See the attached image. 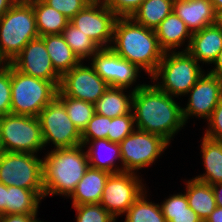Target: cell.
Listing matches in <instances>:
<instances>
[{
	"mask_svg": "<svg viewBox=\"0 0 222 222\" xmlns=\"http://www.w3.org/2000/svg\"><path fill=\"white\" fill-rule=\"evenodd\" d=\"M207 122L208 128H206L204 136L222 141V97Z\"/></svg>",
	"mask_w": 222,
	"mask_h": 222,
	"instance_id": "39",
	"label": "cell"
},
{
	"mask_svg": "<svg viewBox=\"0 0 222 222\" xmlns=\"http://www.w3.org/2000/svg\"><path fill=\"white\" fill-rule=\"evenodd\" d=\"M65 42L71 47L74 54L82 62L85 58H90L100 49V47L86 34L76 28L70 22L62 32Z\"/></svg>",
	"mask_w": 222,
	"mask_h": 222,
	"instance_id": "31",
	"label": "cell"
},
{
	"mask_svg": "<svg viewBox=\"0 0 222 222\" xmlns=\"http://www.w3.org/2000/svg\"><path fill=\"white\" fill-rule=\"evenodd\" d=\"M214 68L208 71L210 74L217 75L222 78V49L218 53L217 58L213 62Z\"/></svg>",
	"mask_w": 222,
	"mask_h": 222,
	"instance_id": "41",
	"label": "cell"
},
{
	"mask_svg": "<svg viewBox=\"0 0 222 222\" xmlns=\"http://www.w3.org/2000/svg\"><path fill=\"white\" fill-rule=\"evenodd\" d=\"M217 206L222 207V183L211 185Z\"/></svg>",
	"mask_w": 222,
	"mask_h": 222,
	"instance_id": "44",
	"label": "cell"
},
{
	"mask_svg": "<svg viewBox=\"0 0 222 222\" xmlns=\"http://www.w3.org/2000/svg\"><path fill=\"white\" fill-rule=\"evenodd\" d=\"M44 2L69 20L88 4L85 0H44Z\"/></svg>",
	"mask_w": 222,
	"mask_h": 222,
	"instance_id": "37",
	"label": "cell"
},
{
	"mask_svg": "<svg viewBox=\"0 0 222 222\" xmlns=\"http://www.w3.org/2000/svg\"><path fill=\"white\" fill-rule=\"evenodd\" d=\"M216 23L222 28V11H219L216 15Z\"/></svg>",
	"mask_w": 222,
	"mask_h": 222,
	"instance_id": "48",
	"label": "cell"
},
{
	"mask_svg": "<svg viewBox=\"0 0 222 222\" xmlns=\"http://www.w3.org/2000/svg\"><path fill=\"white\" fill-rule=\"evenodd\" d=\"M173 2L174 0H145L131 18L154 30L173 11Z\"/></svg>",
	"mask_w": 222,
	"mask_h": 222,
	"instance_id": "28",
	"label": "cell"
},
{
	"mask_svg": "<svg viewBox=\"0 0 222 222\" xmlns=\"http://www.w3.org/2000/svg\"><path fill=\"white\" fill-rule=\"evenodd\" d=\"M136 129L133 112L112 118L109 122L108 139L114 143H120Z\"/></svg>",
	"mask_w": 222,
	"mask_h": 222,
	"instance_id": "34",
	"label": "cell"
},
{
	"mask_svg": "<svg viewBox=\"0 0 222 222\" xmlns=\"http://www.w3.org/2000/svg\"><path fill=\"white\" fill-rule=\"evenodd\" d=\"M166 222H203L202 219L189 207L184 194H173L160 205Z\"/></svg>",
	"mask_w": 222,
	"mask_h": 222,
	"instance_id": "29",
	"label": "cell"
},
{
	"mask_svg": "<svg viewBox=\"0 0 222 222\" xmlns=\"http://www.w3.org/2000/svg\"><path fill=\"white\" fill-rule=\"evenodd\" d=\"M88 4L105 5L106 0H85Z\"/></svg>",
	"mask_w": 222,
	"mask_h": 222,
	"instance_id": "47",
	"label": "cell"
},
{
	"mask_svg": "<svg viewBox=\"0 0 222 222\" xmlns=\"http://www.w3.org/2000/svg\"><path fill=\"white\" fill-rule=\"evenodd\" d=\"M17 2V0H0V18Z\"/></svg>",
	"mask_w": 222,
	"mask_h": 222,
	"instance_id": "45",
	"label": "cell"
},
{
	"mask_svg": "<svg viewBox=\"0 0 222 222\" xmlns=\"http://www.w3.org/2000/svg\"><path fill=\"white\" fill-rule=\"evenodd\" d=\"M109 175L107 171L89 166L70 196L72 206L100 203Z\"/></svg>",
	"mask_w": 222,
	"mask_h": 222,
	"instance_id": "21",
	"label": "cell"
},
{
	"mask_svg": "<svg viewBox=\"0 0 222 222\" xmlns=\"http://www.w3.org/2000/svg\"><path fill=\"white\" fill-rule=\"evenodd\" d=\"M201 152L206 172L194 179L210 185L222 183V141L203 136Z\"/></svg>",
	"mask_w": 222,
	"mask_h": 222,
	"instance_id": "23",
	"label": "cell"
},
{
	"mask_svg": "<svg viewBox=\"0 0 222 222\" xmlns=\"http://www.w3.org/2000/svg\"><path fill=\"white\" fill-rule=\"evenodd\" d=\"M7 63L0 57V69L5 66Z\"/></svg>",
	"mask_w": 222,
	"mask_h": 222,
	"instance_id": "50",
	"label": "cell"
},
{
	"mask_svg": "<svg viewBox=\"0 0 222 222\" xmlns=\"http://www.w3.org/2000/svg\"><path fill=\"white\" fill-rule=\"evenodd\" d=\"M146 192L129 207L124 222H166L160 204L148 201Z\"/></svg>",
	"mask_w": 222,
	"mask_h": 222,
	"instance_id": "30",
	"label": "cell"
},
{
	"mask_svg": "<svg viewBox=\"0 0 222 222\" xmlns=\"http://www.w3.org/2000/svg\"><path fill=\"white\" fill-rule=\"evenodd\" d=\"M42 130L44 147L52 143L56 148L82 145L81 133L74 126L63 102L56 96L37 116Z\"/></svg>",
	"mask_w": 222,
	"mask_h": 222,
	"instance_id": "10",
	"label": "cell"
},
{
	"mask_svg": "<svg viewBox=\"0 0 222 222\" xmlns=\"http://www.w3.org/2000/svg\"><path fill=\"white\" fill-rule=\"evenodd\" d=\"M55 71L62 76L81 61L65 42L62 34L41 36Z\"/></svg>",
	"mask_w": 222,
	"mask_h": 222,
	"instance_id": "24",
	"label": "cell"
},
{
	"mask_svg": "<svg viewBox=\"0 0 222 222\" xmlns=\"http://www.w3.org/2000/svg\"><path fill=\"white\" fill-rule=\"evenodd\" d=\"M0 215H6V185L0 182Z\"/></svg>",
	"mask_w": 222,
	"mask_h": 222,
	"instance_id": "42",
	"label": "cell"
},
{
	"mask_svg": "<svg viewBox=\"0 0 222 222\" xmlns=\"http://www.w3.org/2000/svg\"><path fill=\"white\" fill-rule=\"evenodd\" d=\"M0 138L4 152L37 154L44 147L38 117L12 113L1 116Z\"/></svg>",
	"mask_w": 222,
	"mask_h": 222,
	"instance_id": "8",
	"label": "cell"
},
{
	"mask_svg": "<svg viewBox=\"0 0 222 222\" xmlns=\"http://www.w3.org/2000/svg\"><path fill=\"white\" fill-rule=\"evenodd\" d=\"M4 152L2 144H1V138H0V156L2 155V153Z\"/></svg>",
	"mask_w": 222,
	"mask_h": 222,
	"instance_id": "51",
	"label": "cell"
},
{
	"mask_svg": "<svg viewBox=\"0 0 222 222\" xmlns=\"http://www.w3.org/2000/svg\"><path fill=\"white\" fill-rule=\"evenodd\" d=\"M109 87L91 64L82 61L61 76L58 89L65 96L94 104Z\"/></svg>",
	"mask_w": 222,
	"mask_h": 222,
	"instance_id": "12",
	"label": "cell"
},
{
	"mask_svg": "<svg viewBox=\"0 0 222 222\" xmlns=\"http://www.w3.org/2000/svg\"><path fill=\"white\" fill-rule=\"evenodd\" d=\"M187 94L189 102L186 108H182L185 124L189 116L208 120L222 97V78L209 72L203 73Z\"/></svg>",
	"mask_w": 222,
	"mask_h": 222,
	"instance_id": "15",
	"label": "cell"
},
{
	"mask_svg": "<svg viewBox=\"0 0 222 222\" xmlns=\"http://www.w3.org/2000/svg\"><path fill=\"white\" fill-rule=\"evenodd\" d=\"M11 113V64L0 69V117Z\"/></svg>",
	"mask_w": 222,
	"mask_h": 222,
	"instance_id": "36",
	"label": "cell"
},
{
	"mask_svg": "<svg viewBox=\"0 0 222 222\" xmlns=\"http://www.w3.org/2000/svg\"><path fill=\"white\" fill-rule=\"evenodd\" d=\"M216 14L222 11V0H211Z\"/></svg>",
	"mask_w": 222,
	"mask_h": 222,
	"instance_id": "46",
	"label": "cell"
},
{
	"mask_svg": "<svg viewBox=\"0 0 222 222\" xmlns=\"http://www.w3.org/2000/svg\"><path fill=\"white\" fill-rule=\"evenodd\" d=\"M39 37L46 35L62 34L69 23V19L44 1L32 4Z\"/></svg>",
	"mask_w": 222,
	"mask_h": 222,
	"instance_id": "26",
	"label": "cell"
},
{
	"mask_svg": "<svg viewBox=\"0 0 222 222\" xmlns=\"http://www.w3.org/2000/svg\"><path fill=\"white\" fill-rule=\"evenodd\" d=\"M111 121V118L95 113L81 133V139H108L109 122Z\"/></svg>",
	"mask_w": 222,
	"mask_h": 222,
	"instance_id": "35",
	"label": "cell"
},
{
	"mask_svg": "<svg viewBox=\"0 0 222 222\" xmlns=\"http://www.w3.org/2000/svg\"><path fill=\"white\" fill-rule=\"evenodd\" d=\"M59 84L23 74L11 65V113L37 117L57 96Z\"/></svg>",
	"mask_w": 222,
	"mask_h": 222,
	"instance_id": "6",
	"label": "cell"
},
{
	"mask_svg": "<svg viewBox=\"0 0 222 222\" xmlns=\"http://www.w3.org/2000/svg\"><path fill=\"white\" fill-rule=\"evenodd\" d=\"M91 65L96 73L106 81L110 87L130 88L140 75V69L120 57L110 47L100 48L92 57Z\"/></svg>",
	"mask_w": 222,
	"mask_h": 222,
	"instance_id": "14",
	"label": "cell"
},
{
	"mask_svg": "<svg viewBox=\"0 0 222 222\" xmlns=\"http://www.w3.org/2000/svg\"><path fill=\"white\" fill-rule=\"evenodd\" d=\"M145 0H106L105 6L117 17H131Z\"/></svg>",
	"mask_w": 222,
	"mask_h": 222,
	"instance_id": "38",
	"label": "cell"
},
{
	"mask_svg": "<svg viewBox=\"0 0 222 222\" xmlns=\"http://www.w3.org/2000/svg\"><path fill=\"white\" fill-rule=\"evenodd\" d=\"M159 45L164 52H176L185 42L187 51L190 45L192 33L184 21L173 11L154 29ZM188 38V39H187ZM187 40V41H186Z\"/></svg>",
	"mask_w": 222,
	"mask_h": 222,
	"instance_id": "20",
	"label": "cell"
},
{
	"mask_svg": "<svg viewBox=\"0 0 222 222\" xmlns=\"http://www.w3.org/2000/svg\"><path fill=\"white\" fill-rule=\"evenodd\" d=\"M204 72L199 62L188 51L165 52L150 79L153 83L161 79L154 85L160 91L176 98L187 95Z\"/></svg>",
	"mask_w": 222,
	"mask_h": 222,
	"instance_id": "4",
	"label": "cell"
},
{
	"mask_svg": "<svg viewBox=\"0 0 222 222\" xmlns=\"http://www.w3.org/2000/svg\"><path fill=\"white\" fill-rule=\"evenodd\" d=\"M38 214H6L0 215V222H36Z\"/></svg>",
	"mask_w": 222,
	"mask_h": 222,
	"instance_id": "40",
	"label": "cell"
},
{
	"mask_svg": "<svg viewBox=\"0 0 222 222\" xmlns=\"http://www.w3.org/2000/svg\"><path fill=\"white\" fill-rule=\"evenodd\" d=\"M76 210V222H117L99 203L72 206Z\"/></svg>",
	"mask_w": 222,
	"mask_h": 222,
	"instance_id": "33",
	"label": "cell"
},
{
	"mask_svg": "<svg viewBox=\"0 0 222 222\" xmlns=\"http://www.w3.org/2000/svg\"><path fill=\"white\" fill-rule=\"evenodd\" d=\"M38 37L32 4L17 1L0 18V57L11 63L29 41Z\"/></svg>",
	"mask_w": 222,
	"mask_h": 222,
	"instance_id": "5",
	"label": "cell"
},
{
	"mask_svg": "<svg viewBox=\"0 0 222 222\" xmlns=\"http://www.w3.org/2000/svg\"><path fill=\"white\" fill-rule=\"evenodd\" d=\"M139 178L137 173L133 172L110 174L99 204L115 219L122 214L125 215L129 207L146 190Z\"/></svg>",
	"mask_w": 222,
	"mask_h": 222,
	"instance_id": "11",
	"label": "cell"
},
{
	"mask_svg": "<svg viewBox=\"0 0 222 222\" xmlns=\"http://www.w3.org/2000/svg\"><path fill=\"white\" fill-rule=\"evenodd\" d=\"M120 57L142 69L150 78L156 72L164 51L155 31L136 23L131 17H118L110 47Z\"/></svg>",
	"mask_w": 222,
	"mask_h": 222,
	"instance_id": "2",
	"label": "cell"
},
{
	"mask_svg": "<svg viewBox=\"0 0 222 222\" xmlns=\"http://www.w3.org/2000/svg\"><path fill=\"white\" fill-rule=\"evenodd\" d=\"M41 200L33 190L6 186V214H37Z\"/></svg>",
	"mask_w": 222,
	"mask_h": 222,
	"instance_id": "27",
	"label": "cell"
},
{
	"mask_svg": "<svg viewBox=\"0 0 222 222\" xmlns=\"http://www.w3.org/2000/svg\"><path fill=\"white\" fill-rule=\"evenodd\" d=\"M152 84H138L132 89L136 129L159 135L171 143L173 136L186 125L182 107L173 96Z\"/></svg>",
	"mask_w": 222,
	"mask_h": 222,
	"instance_id": "1",
	"label": "cell"
},
{
	"mask_svg": "<svg viewBox=\"0 0 222 222\" xmlns=\"http://www.w3.org/2000/svg\"><path fill=\"white\" fill-rule=\"evenodd\" d=\"M173 12L181 18L191 33L216 23V12L211 0L173 2Z\"/></svg>",
	"mask_w": 222,
	"mask_h": 222,
	"instance_id": "17",
	"label": "cell"
},
{
	"mask_svg": "<svg viewBox=\"0 0 222 222\" xmlns=\"http://www.w3.org/2000/svg\"><path fill=\"white\" fill-rule=\"evenodd\" d=\"M57 97L63 102L68 117L80 133L87 127L88 122L95 114L94 104L81 99L63 95L59 90Z\"/></svg>",
	"mask_w": 222,
	"mask_h": 222,
	"instance_id": "32",
	"label": "cell"
},
{
	"mask_svg": "<svg viewBox=\"0 0 222 222\" xmlns=\"http://www.w3.org/2000/svg\"><path fill=\"white\" fill-rule=\"evenodd\" d=\"M221 49L222 28L215 23L192 33L187 51L199 61V63L212 64Z\"/></svg>",
	"mask_w": 222,
	"mask_h": 222,
	"instance_id": "18",
	"label": "cell"
},
{
	"mask_svg": "<svg viewBox=\"0 0 222 222\" xmlns=\"http://www.w3.org/2000/svg\"><path fill=\"white\" fill-rule=\"evenodd\" d=\"M17 1L27 3V4H33L35 2L44 1V0H17Z\"/></svg>",
	"mask_w": 222,
	"mask_h": 222,
	"instance_id": "49",
	"label": "cell"
},
{
	"mask_svg": "<svg viewBox=\"0 0 222 222\" xmlns=\"http://www.w3.org/2000/svg\"><path fill=\"white\" fill-rule=\"evenodd\" d=\"M117 16L105 5L87 4L69 22L100 48L111 47Z\"/></svg>",
	"mask_w": 222,
	"mask_h": 222,
	"instance_id": "13",
	"label": "cell"
},
{
	"mask_svg": "<svg viewBox=\"0 0 222 222\" xmlns=\"http://www.w3.org/2000/svg\"><path fill=\"white\" fill-rule=\"evenodd\" d=\"M126 88L109 87L103 95L94 103L95 113L108 118H115L129 114L132 111V99L134 91L129 95L124 93Z\"/></svg>",
	"mask_w": 222,
	"mask_h": 222,
	"instance_id": "22",
	"label": "cell"
},
{
	"mask_svg": "<svg viewBox=\"0 0 222 222\" xmlns=\"http://www.w3.org/2000/svg\"><path fill=\"white\" fill-rule=\"evenodd\" d=\"M185 195L189 207L202 219H205L217 207L213 188L210 184L191 179L185 182Z\"/></svg>",
	"mask_w": 222,
	"mask_h": 222,
	"instance_id": "25",
	"label": "cell"
},
{
	"mask_svg": "<svg viewBox=\"0 0 222 222\" xmlns=\"http://www.w3.org/2000/svg\"><path fill=\"white\" fill-rule=\"evenodd\" d=\"M84 148L83 145L56 148L45 154L42 169L44 198L48 195L71 196L89 167Z\"/></svg>",
	"mask_w": 222,
	"mask_h": 222,
	"instance_id": "3",
	"label": "cell"
},
{
	"mask_svg": "<svg viewBox=\"0 0 222 222\" xmlns=\"http://www.w3.org/2000/svg\"><path fill=\"white\" fill-rule=\"evenodd\" d=\"M123 172H133L152 165L170 143L163 137L135 129L120 143Z\"/></svg>",
	"mask_w": 222,
	"mask_h": 222,
	"instance_id": "9",
	"label": "cell"
},
{
	"mask_svg": "<svg viewBox=\"0 0 222 222\" xmlns=\"http://www.w3.org/2000/svg\"><path fill=\"white\" fill-rule=\"evenodd\" d=\"M43 159L36 154L3 152L0 156V182L35 191L44 199Z\"/></svg>",
	"mask_w": 222,
	"mask_h": 222,
	"instance_id": "7",
	"label": "cell"
},
{
	"mask_svg": "<svg viewBox=\"0 0 222 222\" xmlns=\"http://www.w3.org/2000/svg\"><path fill=\"white\" fill-rule=\"evenodd\" d=\"M204 222H222V207L217 206Z\"/></svg>",
	"mask_w": 222,
	"mask_h": 222,
	"instance_id": "43",
	"label": "cell"
},
{
	"mask_svg": "<svg viewBox=\"0 0 222 222\" xmlns=\"http://www.w3.org/2000/svg\"><path fill=\"white\" fill-rule=\"evenodd\" d=\"M82 145L84 147L89 145L88 150L86 149V154L90 167L107 171L110 174L123 172V167H118L115 164V160L121 161L119 143L111 142L109 139H94L82 140Z\"/></svg>",
	"mask_w": 222,
	"mask_h": 222,
	"instance_id": "19",
	"label": "cell"
},
{
	"mask_svg": "<svg viewBox=\"0 0 222 222\" xmlns=\"http://www.w3.org/2000/svg\"><path fill=\"white\" fill-rule=\"evenodd\" d=\"M10 64L21 73L35 78L51 82H60L61 79L52 66L41 37L29 41Z\"/></svg>",
	"mask_w": 222,
	"mask_h": 222,
	"instance_id": "16",
	"label": "cell"
}]
</instances>
